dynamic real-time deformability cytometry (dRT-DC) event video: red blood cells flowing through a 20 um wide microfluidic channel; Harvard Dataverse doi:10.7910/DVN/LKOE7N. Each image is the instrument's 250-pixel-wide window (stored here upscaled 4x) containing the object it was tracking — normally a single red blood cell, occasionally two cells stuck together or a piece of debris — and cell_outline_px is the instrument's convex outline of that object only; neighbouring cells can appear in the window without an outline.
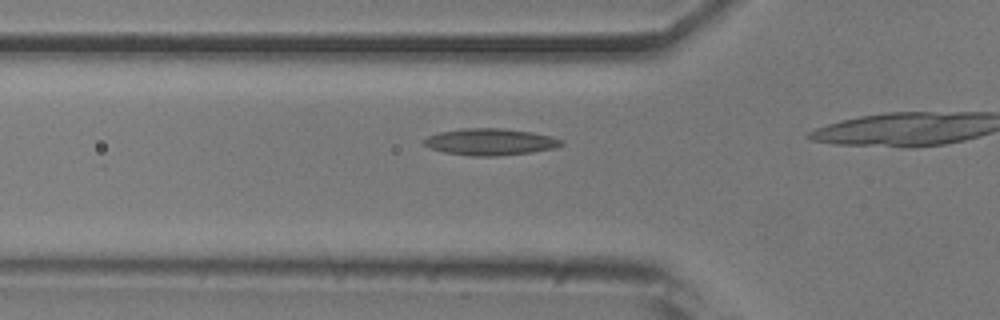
{"species": "common noctule bat (a hibernating species)", "species_latin": "Nyctalus noctula", "temperature_condition": "room temperature", "stored_images_in_passage": 7, "camera_frame_rate_fps": 3000, "um_per_image_px": 0.085, "animal": {"sex": "male", "body_mass_g": 20.5, "forearm_length_mm": 52.5}, "frame": {"image": 1, "passage_image": 2, "time_ms": 0.333, "image_size_px": [1000, 320], "cell_outline_px": [[564, 144], [556, 148], [532, 152], [496, 156], [472, 156], [444, 152], [432, 148], [424, 144], [420, 140], [428, 136], [440, 132], [464, 128], [500, 128], [532, 132], [552, 136], [564, 140]], "centroid_in_image_um": [41.7, 12.06], "position_along_channel_um": 84.1, "area_um2": 21.44}}
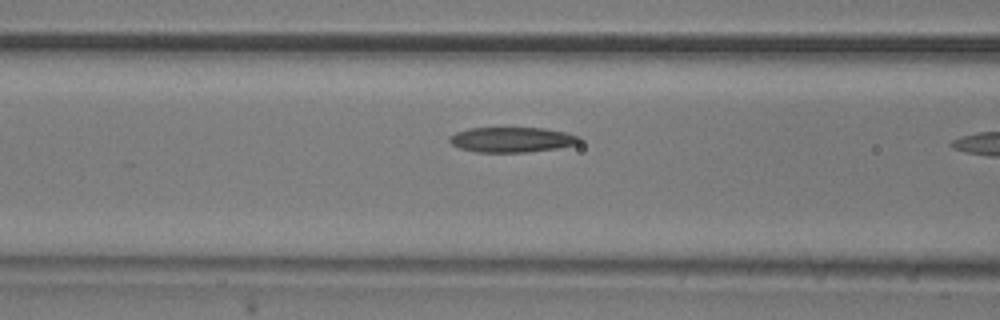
{"frame": {"image": 2, "passage_image": 5, "time_ms": 1.333, "image_size_px": [1000, 320], "cell_outline_px": [[584, 140], [580, 144], [560, 148], [528, 152], [476, 152], [460, 148], [452, 144], [448, 140], [448, 136], [456, 132], [468, 128], [544, 128], [564, 132], [580, 136]], "centroid_in_image_um": [43.56, 11.87], "position_along_channel_um": 123.0, "area_um2": 19.31}}